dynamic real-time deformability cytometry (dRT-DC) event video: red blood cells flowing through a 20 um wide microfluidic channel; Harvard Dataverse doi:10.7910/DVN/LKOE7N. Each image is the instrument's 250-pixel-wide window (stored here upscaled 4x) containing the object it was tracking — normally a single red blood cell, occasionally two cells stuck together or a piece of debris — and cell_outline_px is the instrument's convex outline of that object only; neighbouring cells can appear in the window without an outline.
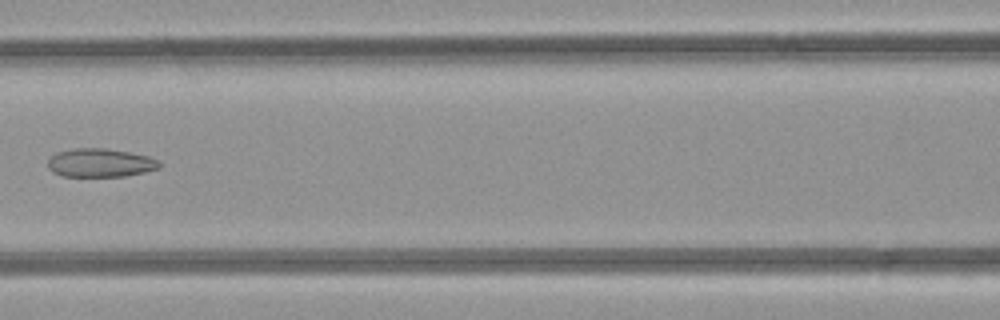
{"species": "common noctule bat (a hibernating species)", "species_latin": "Nyctalus noctula", "temperature_condition": "room temperature", "stored_images_in_passage": 7, "camera_frame_rate_fps": 3000, "um_per_image_px": 0.085, "animal": {"sex": "female", "body_mass_g": 21.9}, "frame": {"image": 1, "passage_image": 7, "time_ms": 6.667, "image_size_px": [1000, 320], "cell_outline_px": [[160, 168], [144, 172], [124, 176], [64, 176], [52, 172], [48, 168], [48, 160], [56, 152], [72, 148], [104, 148], [128, 152], [148, 156], [156, 160], [160, 164]], "centroid_in_image_um": [8.48, 13.83], "position_along_channel_um": 158.1, "area_um2": 18.44}}